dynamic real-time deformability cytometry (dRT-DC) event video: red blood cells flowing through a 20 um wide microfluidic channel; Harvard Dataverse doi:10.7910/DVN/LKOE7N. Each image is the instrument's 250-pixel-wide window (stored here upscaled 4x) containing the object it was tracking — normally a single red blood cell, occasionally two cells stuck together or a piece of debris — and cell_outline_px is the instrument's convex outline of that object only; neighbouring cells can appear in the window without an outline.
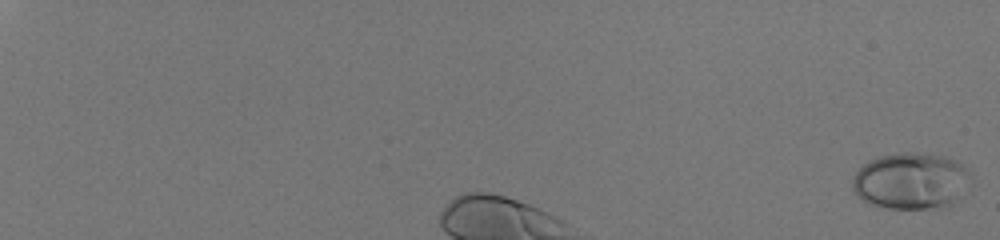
{"species": "human", "species_latin": "Homo sapiens", "temperature_condition": "room temperature", "stored_images_in_passage": 34, "camera_frame_rate_fps": 3000, "um_per_image_px": 0.085, "donor": {"sex": "male"}, "frame": {"image": 1, "passage_image": 1, "time_ms": 0.0, "image_size_px": [1000, 240], "cell_outline_px": [[972, 176], [952, 204], [924, 208], [888, 208], [872, 204], [856, 196], [852, 192], [852, 176], [868, 160], [880, 156], [904, 152], [916, 152], [948, 156], [956, 160], [968, 168], [972, 172]], "centroid_in_image_um": [77.4, 15.34], "position_along_channel_um": 7.6, "area_um2": 38.9}}
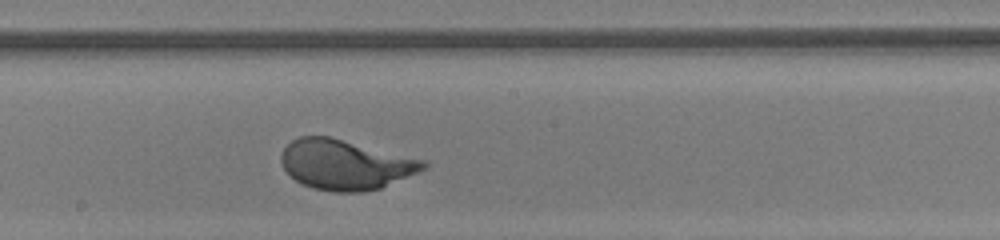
{"frame": {"image": 2, "passage_image": 21, "time_ms": 6.667, "image_size_px": [1000, 240], "cell_outline_px": [[428, 164], [424, 168], [416, 172], [380, 188], [364, 192], [332, 192], [312, 188], [296, 180], [284, 168], [280, 160], [280, 156], [284, 148], [292, 140], [300, 136], [328, 136], [424, 160]], "centroid_in_image_um": [29.31, 13.99], "position_along_channel_um": 218.9, "area_um2": 40.81}}
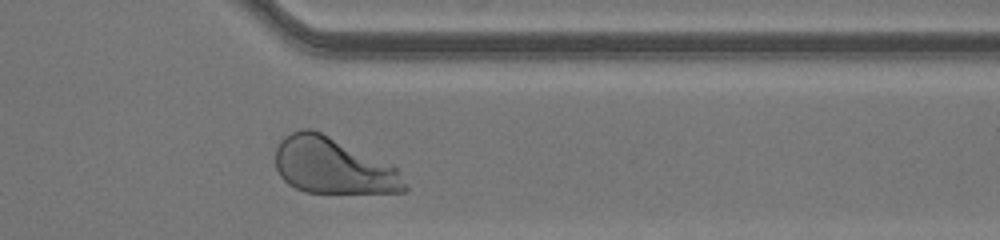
{"frame": {"image": 3, "passage_image": 33, "time_ms": 10.667, "image_size_px": [1000, 240], "cell_outline_px": [[408, 188], [404, 192], [304, 192], [288, 184], [280, 176], [276, 168], [276, 148], [280, 140], [284, 136], [300, 128], [308, 128], [320, 132], [396, 168]], "centroid_in_image_um": [28.23, 14.1], "position_along_channel_um": 383.2, "area_um2": 41.44}, "authors_computed_cell_mechanics": {"area_um2": 40.6334, "velocity_mm_per_s": 4.0856, "shape_relaxation_time_tau1_ms": 2.034, "shape_relaxation_time_tau2_ms": null, "deformation_change_tau1": 0.1628, "deformation_change_tau2": null}}